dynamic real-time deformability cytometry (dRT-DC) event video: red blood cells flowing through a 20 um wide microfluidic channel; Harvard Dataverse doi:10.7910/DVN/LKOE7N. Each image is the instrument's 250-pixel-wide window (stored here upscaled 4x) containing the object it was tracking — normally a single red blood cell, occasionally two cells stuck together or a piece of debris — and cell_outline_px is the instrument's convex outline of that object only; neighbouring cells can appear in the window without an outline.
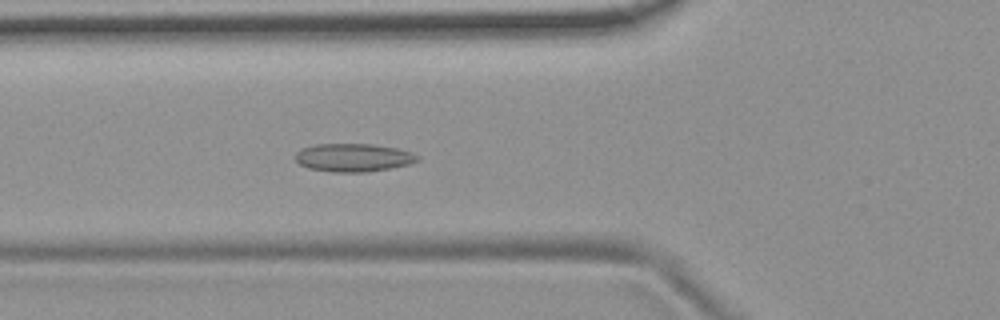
{"species": "common noctule bat (a hibernating species)", "species_latin": "Nyctalus noctula", "temperature_condition": "room temperature", "stored_images_in_passage": 55, "camera_frame_rate_fps": 3000, "um_per_image_px": 0.085, "animal": {"sex": "female", "body_mass_g": 19.9}, "frame": {"image": 1, "passage_image": 19, "time_ms": 6.0, "image_size_px": [1000, 320], "cell_outline_px": [[420, 160], [408, 164], [368, 172], [332, 172], [308, 168], [300, 164], [296, 160], [296, 152], [300, 148], [316, 144], [372, 144], [400, 148], [420, 156]], "centroid_in_image_um": [30.04, 13.39], "position_along_channel_um": 95.8, "area_um2": 20.11}}
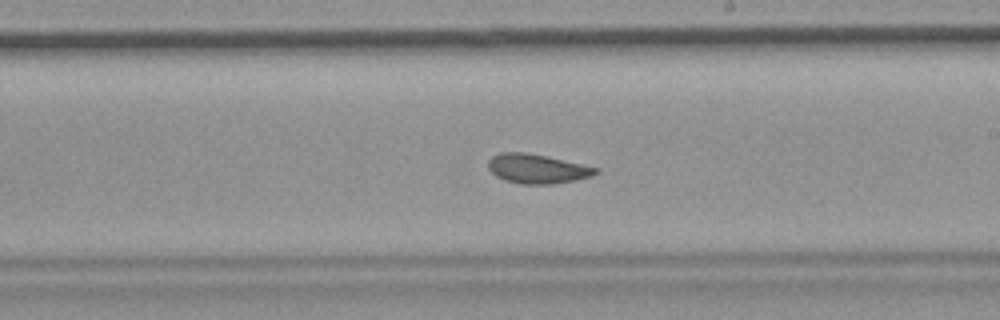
{"frame": {"image": 2, "passage_image": 31, "time_ms": 10.0, "image_size_px": [1000, 320], "cell_outline_px": [[600, 172], [592, 176], [552, 184], [520, 184], [504, 180], [496, 176], [488, 168], [488, 160], [492, 156], [500, 152], [524, 152], [548, 156], [600, 168]], "centroid_in_image_um": [45.66, 14.33], "position_along_channel_um": 243.3, "area_um2": 18.5}}
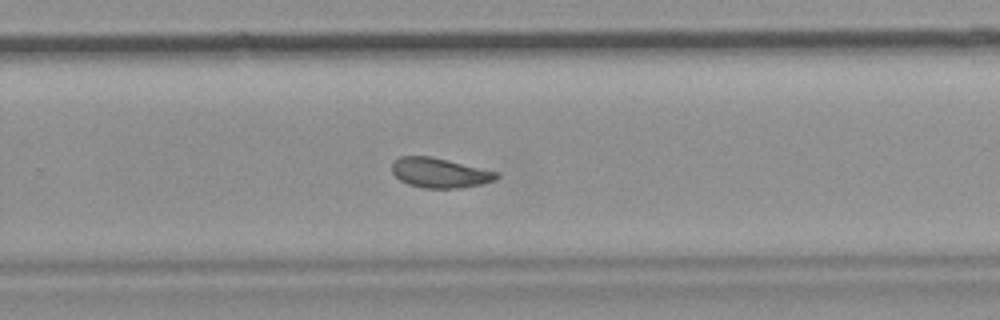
{"frame": {"image": 3, "passage_image": 35, "time_ms": 11.333, "image_size_px": [1000, 320], "cell_outline_px": [[500, 176], [496, 180], [480, 184], [460, 188], [424, 188], [408, 184], [400, 180], [392, 172], [392, 164], [400, 156], [432, 156], [500, 172]], "centroid_in_image_um": [37.41, 14.69], "position_along_channel_um": 292.4, "area_um2": 18.26}}